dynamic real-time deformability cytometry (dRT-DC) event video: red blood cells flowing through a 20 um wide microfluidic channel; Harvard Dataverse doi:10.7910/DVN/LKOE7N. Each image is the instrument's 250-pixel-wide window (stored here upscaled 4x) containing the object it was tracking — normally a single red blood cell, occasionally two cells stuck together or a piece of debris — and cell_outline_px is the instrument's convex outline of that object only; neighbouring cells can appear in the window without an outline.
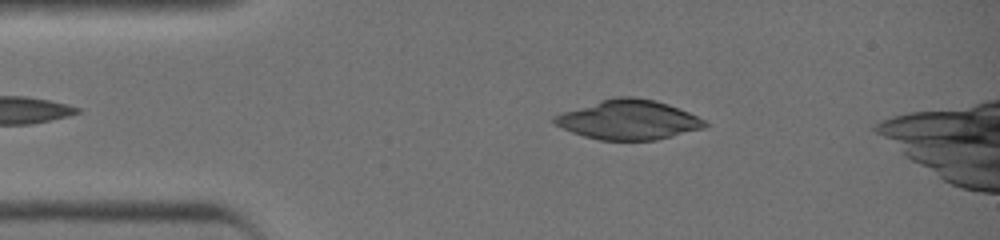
{"species": "common noctule bat (a hibernating species)", "species_latin": "Nyctalus noctula", "temperature_condition": "warm", "stored_images_in_passage": 30, "camera_frame_rate_fps": 3000, "um_per_image_px": 0.085, "animal": {"sex": "female", "body_mass_g": 19.0, "forearm_length_mm": 51.5}, "frame": {"image": 1, "passage_image": 2, "time_ms": 0.333, "image_size_px": [1000, 240], "cell_outline_px": [[708, 124], [700, 128], [652, 140], [600, 140], [584, 136], [564, 128], [556, 124], [552, 120], [556, 116], [564, 112], [600, 100], [616, 96], [636, 96], [656, 100], [668, 104], [688, 112], [704, 120]], "centroid_in_image_um": [53.41, 10.16], "position_along_channel_um": 31.6, "area_um2": 33.87}}
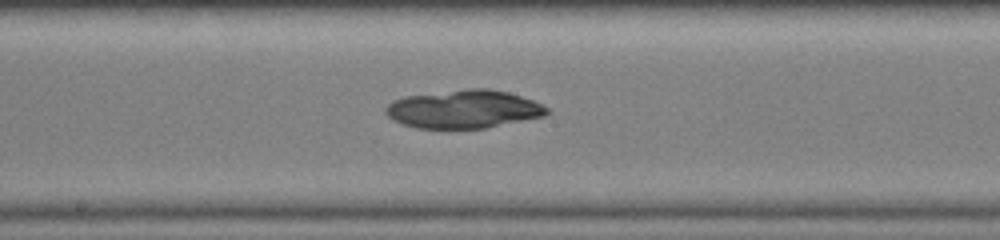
{"frame": {"image": 2, "passage_image": 16, "time_ms": 5.0, "image_size_px": [1000, 240], "cell_outline_px": [[548, 112], [540, 116], [484, 128], [420, 128], [404, 124], [388, 116], [388, 104], [404, 96], [464, 88], [488, 88], [508, 92], [532, 100], [548, 108]], "centroid_in_image_um": [39.41, 9.25], "position_along_channel_um": 208.8, "area_um2": 35.2}}
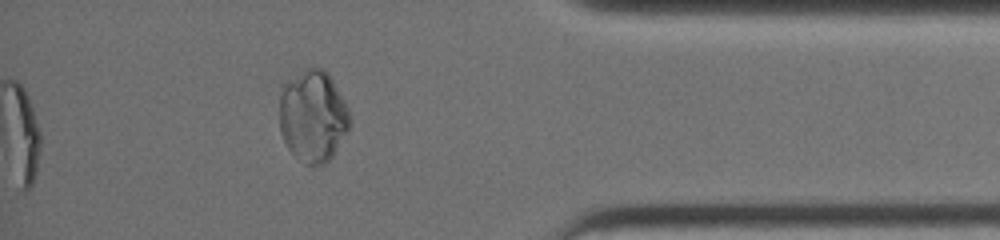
{"frame": {"image": 3, "passage_image": 30, "time_ms": 9.667, "image_size_px": [1000, 240], "cell_outline_px": [[348, 128], [332, 156], [324, 164], [312, 168], [304, 164], [288, 148], [284, 140], [280, 128], [280, 96], [284, 84], [288, 80], [308, 68], [324, 68], [328, 72], [348, 108]], "centroid_in_image_um": [26.58, 9.89], "position_along_channel_um": 408.6, "area_um2": 37.17}}